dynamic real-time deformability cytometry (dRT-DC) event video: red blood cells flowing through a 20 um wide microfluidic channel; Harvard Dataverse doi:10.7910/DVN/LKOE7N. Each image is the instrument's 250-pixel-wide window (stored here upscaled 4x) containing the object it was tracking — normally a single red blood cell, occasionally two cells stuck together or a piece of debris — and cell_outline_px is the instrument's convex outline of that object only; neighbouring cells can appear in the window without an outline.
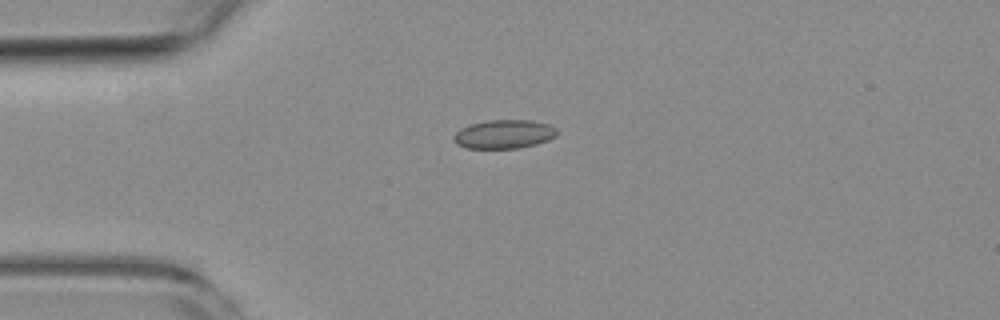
{"species": "common noctule bat (a hibernating species)", "species_latin": "Nyctalus noctula", "temperature_condition": "room temperature", "stored_images_in_passage": 8, "camera_frame_rate_fps": 3000, "um_per_image_px": 0.085, "animal": {"sex": "female", "body_mass_g": 19.3, "forearm_length_mm": 54.1}, "frame": {"image": 1, "passage_image": 3, "time_ms": 3.333, "image_size_px": [1000, 320], "cell_outline_px": [[556, 136], [548, 140], [536, 144], [520, 148], [468, 148], [456, 144], [452, 140], [452, 136], [460, 128], [468, 124], [488, 120], [528, 120], [548, 124], [556, 128]], "centroid_in_image_um": [42.79, 11.4], "position_along_channel_um": 42.2, "area_um2": 17.4}}
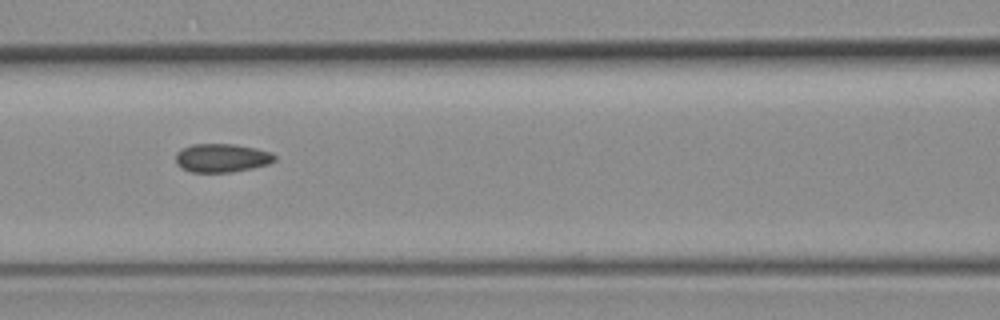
{"frame": {"image": 2, "passage_image": 6, "time_ms": 6.667, "image_size_px": [1000, 320], "cell_outline_px": [[276, 160], [268, 164], [252, 168], [232, 172], [192, 172], [180, 168], [176, 164], [176, 152], [180, 148], [192, 144], [232, 144], [256, 148], [272, 152], [276, 156]], "centroid_in_image_um": [18.83, 13.42], "position_along_channel_um": 147.8, "area_um2": 16.65}}
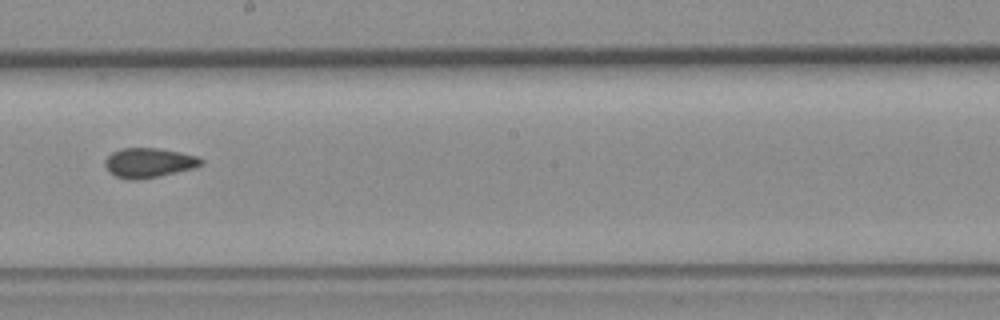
{"frame": {"image": 3, "passage_image": 8, "time_ms": 9.0, "image_size_px": [1000, 320], "cell_outline_px": [[204, 164], [196, 168], [136, 180], [128, 180], [116, 176], [108, 172], [104, 164], [104, 160], [112, 152], [120, 148], [156, 148], [180, 152], [196, 156], [204, 160]], "centroid_in_image_um": [12.64, 13.83], "position_along_channel_um": 235.6, "area_um2": 16.65}}